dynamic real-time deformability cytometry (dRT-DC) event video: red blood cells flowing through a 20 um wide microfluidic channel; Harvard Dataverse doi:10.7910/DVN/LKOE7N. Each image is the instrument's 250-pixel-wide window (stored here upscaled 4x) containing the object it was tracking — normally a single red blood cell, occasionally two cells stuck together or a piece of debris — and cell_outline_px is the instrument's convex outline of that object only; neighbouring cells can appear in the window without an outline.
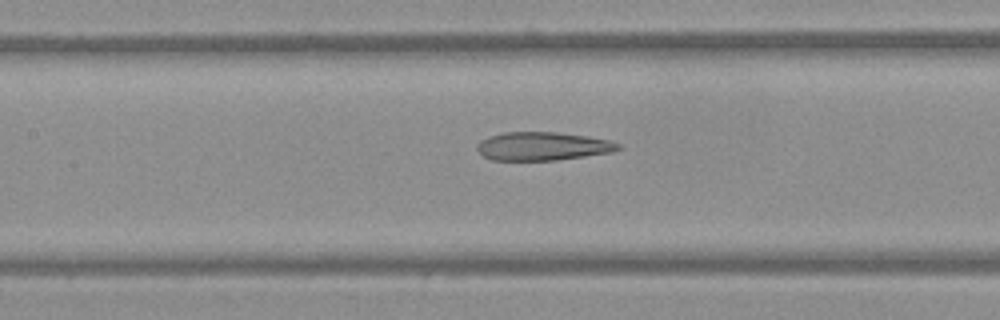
{"species": "Egyptian fruit bat (a non-hibernating species)", "species_latin": "Rousettus aegyptiacus", "temperature_condition": "warm", "stored_images_in_passage": 42, "camera_frame_rate_fps": 3000, "um_per_image_px": 0.085, "frame": {"image": 1, "passage_image": 23, "time_ms": 7.333, "image_size_px": [1000, 320], "cell_outline_px": [[624, 148], [612, 152], [556, 160], [492, 160], [484, 156], [476, 148], [476, 144], [480, 140], [488, 136], [504, 132], [556, 132], [588, 136], [608, 140], [620, 144]], "centroid_in_image_um": [46.12, 12.42], "position_along_channel_um": 161.3, "area_um2": 23.41}}
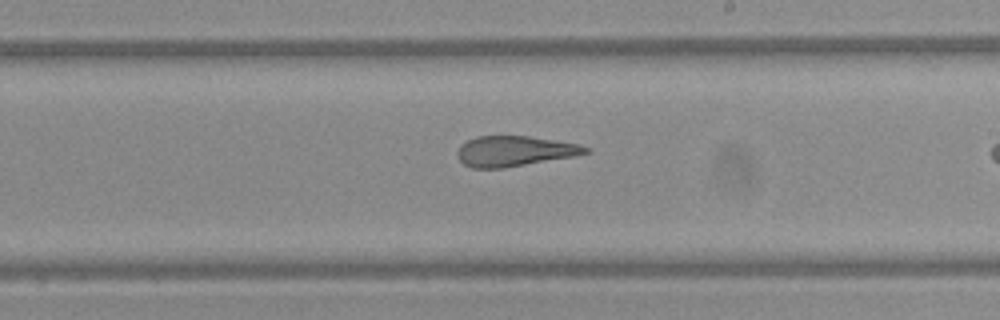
{"frame": {"image": 2, "passage_image": 30, "time_ms": 9.667, "image_size_px": [1000, 320], "cell_outline_px": [[592, 152], [576, 156], [504, 168], [472, 168], [464, 164], [456, 156], [456, 152], [460, 144], [476, 136], [528, 136], [556, 140], [580, 144], [592, 148]], "centroid_in_image_um": [43.77, 12.84], "position_along_channel_um": 245.2, "area_um2": 23.0}}
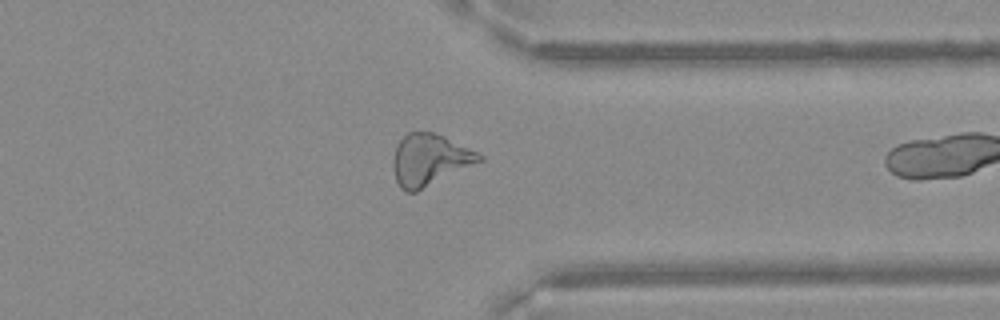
{"frame": {"image": 3, "passage_image": 41, "time_ms": 13.333, "image_size_px": [1000, 320], "cell_outline_px": [[484, 160], [416, 192], [404, 192], [400, 188], [396, 180], [392, 168], [392, 160], [396, 148], [400, 140], [408, 132], [432, 132], [444, 136], [484, 156]], "centroid_in_image_um": [36.49, 13.6], "position_along_channel_um": 374.9, "area_um2": 25.78}}